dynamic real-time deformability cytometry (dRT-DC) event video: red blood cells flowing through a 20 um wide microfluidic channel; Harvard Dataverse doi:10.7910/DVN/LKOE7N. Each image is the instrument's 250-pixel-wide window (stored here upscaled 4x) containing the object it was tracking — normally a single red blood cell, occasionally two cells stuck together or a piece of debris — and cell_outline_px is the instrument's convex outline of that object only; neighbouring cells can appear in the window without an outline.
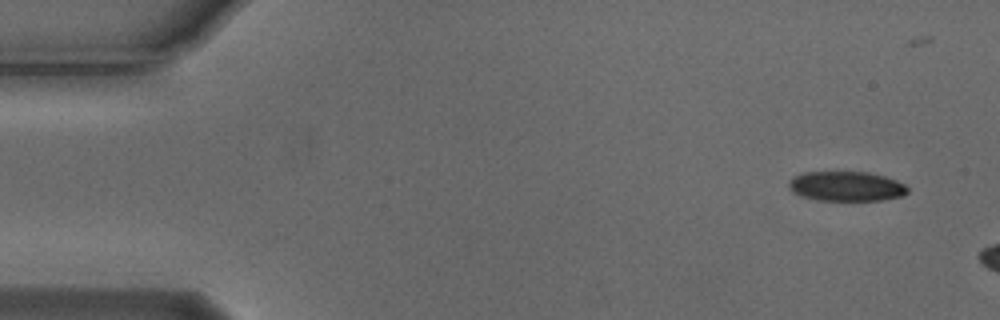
{"species": "Egyptian fruit bat (a non-hibernating species)", "species_latin": "Rousettus aegyptiacus", "temperature_condition": "cold", "stored_images_in_passage": 2, "camera_frame_rate_fps": 3000, "um_per_image_px": 0.085, "animal": {"sex": "male"}, "frame": {"image": 1, "passage_image": 1, "time_ms": 0.0, "image_size_px": [1000, 320], "cell_outline_px": [[908, 192], [904, 196], [880, 200], [816, 200], [800, 196], [792, 192], [788, 188], [788, 184], [796, 176], [804, 172], [868, 172], [884, 176], [896, 180], [904, 184], [908, 188]], "centroid_in_image_um": [71.94, 15.84], "position_along_channel_um": 13.1, "area_um2": 20.58}}